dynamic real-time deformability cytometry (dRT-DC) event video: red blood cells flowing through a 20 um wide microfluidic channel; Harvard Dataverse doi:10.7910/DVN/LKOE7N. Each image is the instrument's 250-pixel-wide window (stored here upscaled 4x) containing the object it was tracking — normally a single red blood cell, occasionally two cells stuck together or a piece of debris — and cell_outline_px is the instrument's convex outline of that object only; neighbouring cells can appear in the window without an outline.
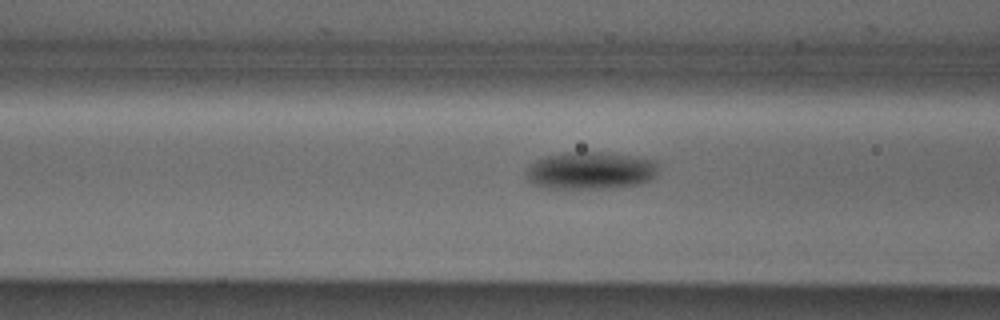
{"species": "Egyptian fruit bat (a non-hibernating species)", "species_latin": "Rousettus aegyptiacus", "temperature_condition": "cold", "stored_images_in_passage": 27, "camera_frame_rate_fps": 3000, "um_per_image_px": 0.085, "animal": {"sex": "male"}, "frame": {"image": 1, "passage_image": 5, "time_ms": 1.333, "image_size_px": [1000, 320], "cell_outline_px": [[660, 164], [652, 180], [640, 184], [608, 188], [548, 188], [532, 184], [524, 176], [524, 168], [528, 164], [544, 156], [568, 152], [604, 152], [656, 160]], "centroid_in_image_um": [50.15, 14.49], "position_along_channel_um": 116.4, "area_um2": 29.3}}
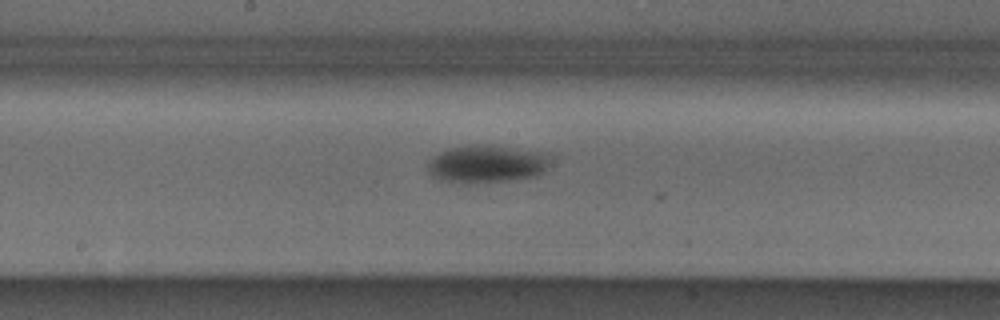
{"frame": {"image": 2, "passage_image": 12, "time_ms": 3.667, "image_size_px": [1000, 320], "cell_outline_px": [[556, 156], [536, 176], [512, 180], [472, 184], [468, 184], [448, 180], [432, 176], [428, 172], [428, 160], [440, 152], [448, 148], [472, 144], [488, 144], [548, 152]], "centroid_in_image_um": [41.43, 13.91], "position_along_channel_um": 206.8, "area_um2": 27.46}}
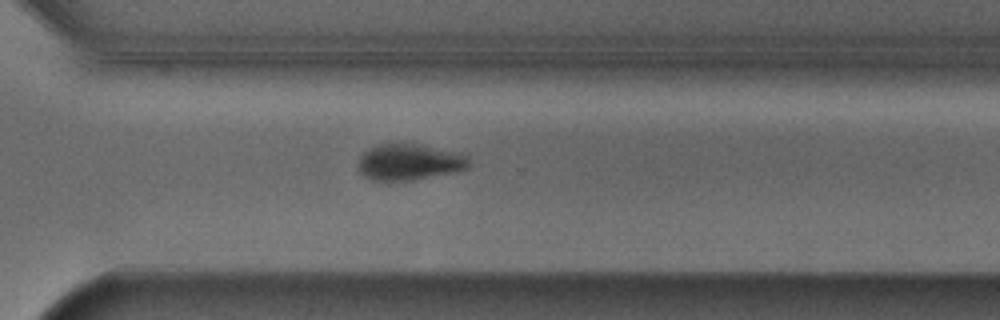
{"frame": {"image": 3, "passage_image": 22, "time_ms": 7.0, "image_size_px": [1000, 320], "cell_outline_px": [[472, 164], [468, 168], [452, 172], [412, 180], [372, 180], [364, 176], [356, 168], [360, 156], [364, 152], [376, 144], [416, 144], [468, 156]], "centroid_in_image_um": [34.74, 13.79], "position_along_channel_um": 335.9, "area_um2": 23.0}}